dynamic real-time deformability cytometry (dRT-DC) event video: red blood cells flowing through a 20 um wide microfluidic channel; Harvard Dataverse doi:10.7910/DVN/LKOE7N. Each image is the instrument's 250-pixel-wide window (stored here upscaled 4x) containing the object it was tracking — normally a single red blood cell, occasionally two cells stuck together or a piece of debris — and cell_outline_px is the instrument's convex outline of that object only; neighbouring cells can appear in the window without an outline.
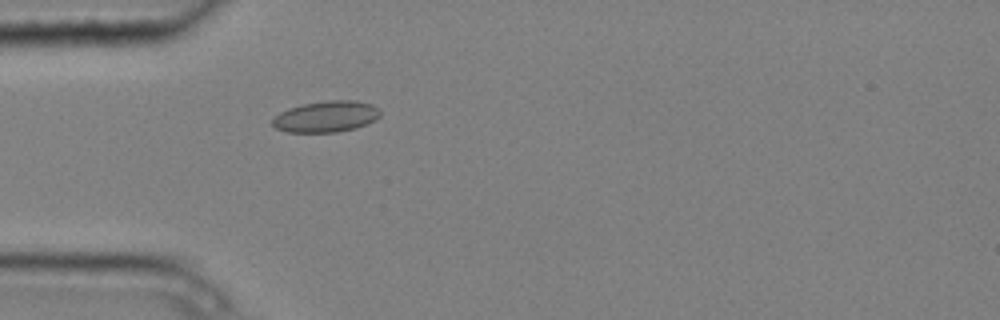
{"species": "common noctule bat (a hibernating species)", "species_latin": "Nyctalus noctula", "temperature_condition": "cold", "stored_images_in_passage": 4, "camera_frame_rate_fps": 3000, "um_per_image_px": 0.085, "animal": {"sex": "male", "body_mass_g": 20.4}, "frame": {"image": 1, "passage_image": 4, "time_ms": 1.0, "image_size_px": [1000, 320], "cell_outline_px": [[380, 116], [376, 120], [356, 128], [336, 132], [288, 132], [276, 128], [272, 124], [272, 120], [280, 112], [304, 104], [328, 100], [356, 100], [372, 104], [380, 108]], "centroid_in_image_um": [27.78, 9.9], "position_along_channel_um": 57.2, "area_um2": 19.54}}